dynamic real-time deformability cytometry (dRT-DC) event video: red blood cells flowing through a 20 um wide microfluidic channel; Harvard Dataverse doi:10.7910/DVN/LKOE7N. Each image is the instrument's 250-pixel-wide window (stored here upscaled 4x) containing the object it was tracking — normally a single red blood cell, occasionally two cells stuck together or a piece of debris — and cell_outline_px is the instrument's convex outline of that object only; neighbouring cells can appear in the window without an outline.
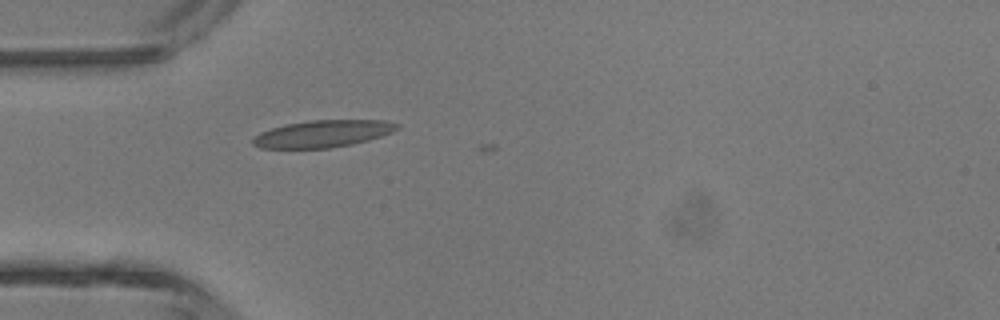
{"species": "common noctule bat (a hibernating species)", "species_latin": "Nyctalus noctula", "temperature_condition": "room temperature", "stored_images_in_passage": 1, "camera_frame_rate_fps": 3000, "um_per_image_px": 0.085, "animal": {"sex": "male", "body_mass_g": 13.3}, "frame": {"image": 1, "passage_image": 1, "time_ms": 0.0, "image_size_px": [1000, 320], "cell_outline_px": [[400, 128], [392, 132], [368, 140], [352, 144], [332, 148], [260, 148], [252, 144], [252, 136], [260, 132], [284, 124], [308, 120], [388, 120], [400, 124]], "centroid_in_image_um": [27.43, 11.36], "position_along_channel_um": 57.6, "area_um2": 23.0}}